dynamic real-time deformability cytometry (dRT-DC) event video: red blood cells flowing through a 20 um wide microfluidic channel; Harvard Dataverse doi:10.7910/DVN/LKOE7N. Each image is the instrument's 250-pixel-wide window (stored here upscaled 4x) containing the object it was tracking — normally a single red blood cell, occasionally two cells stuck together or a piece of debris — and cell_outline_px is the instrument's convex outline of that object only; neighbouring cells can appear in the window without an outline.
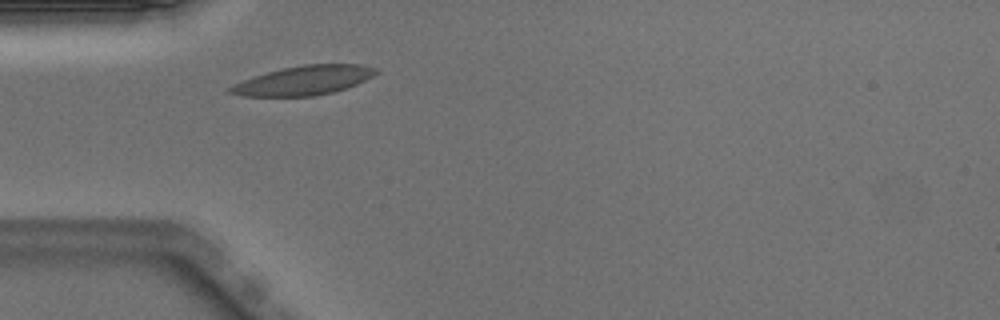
{"species": "Egyptian fruit bat (a non-hibernating species)", "species_latin": "Rousettus aegyptiacus", "temperature_condition": "warm", "stored_images_in_passage": 36, "camera_frame_rate_fps": 3000, "um_per_image_px": 0.085, "animal": {"sex": "male"}, "frame": {"image": 1, "passage_image": 1, "time_ms": 0.0, "image_size_px": [1000, 320], "cell_outline_px": [[380, 72], [356, 84], [332, 92], [312, 96], [244, 96], [228, 92], [228, 88], [252, 76], [284, 68], [304, 64], [360, 64], [376, 68]], "centroid_in_image_um": [25.84, 6.83], "position_along_channel_um": 59.2, "area_um2": 24.45}}
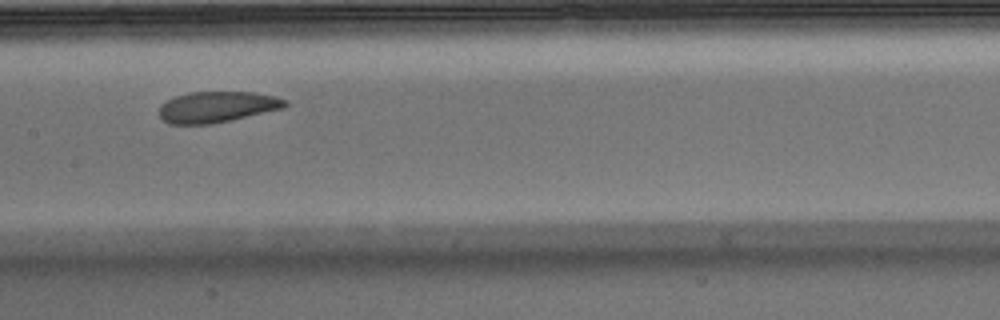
{"frame": {"image": 2, "passage_image": 11, "time_ms": 3.333, "image_size_px": [1000, 320], "cell_outline_px": [[288, 104], [284, 108], [232, 120], [212, 124], [168, 124], [160, 116], [160, 104], [176, 96], [188, 92], [252, 92], [276, 96], [288, 100]], "centroid_in_image_um": [18.48, 9.09], "position_along_channel_um": 188.9, "area_um2": 22.83}}
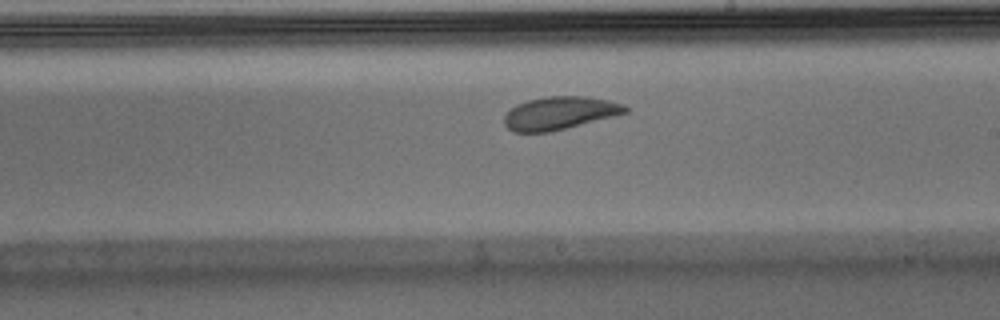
{"frame": {"image": 3, "passage_image": 15, "time_ms": 4.667, "image_size_px": [1000, 320], "cell_outline_px": [[628, 112], [552, 132], [512, 132], [504, 124], [504, 116], [516, 104], [528, 100], [548, 96], [588, 96], [608, 100], [624, 104], [628, 108]], "centroid_in_image_um": [47.56, 9.61], "position_along_channel_um": 241.4, "area_um2": 23.24}, "authors_computed_cell_mechanics": {"area_um2": 23.8425, "velocity_mm_per_s": 3.9566, "shape_relaxation_time_tau1_ms": 3.1134, "shape_relaxation_time_tau2_ms": 2.2693, "deformation_change_tau1": 0.0962, "deformation_change_tau2": 0.0915}}